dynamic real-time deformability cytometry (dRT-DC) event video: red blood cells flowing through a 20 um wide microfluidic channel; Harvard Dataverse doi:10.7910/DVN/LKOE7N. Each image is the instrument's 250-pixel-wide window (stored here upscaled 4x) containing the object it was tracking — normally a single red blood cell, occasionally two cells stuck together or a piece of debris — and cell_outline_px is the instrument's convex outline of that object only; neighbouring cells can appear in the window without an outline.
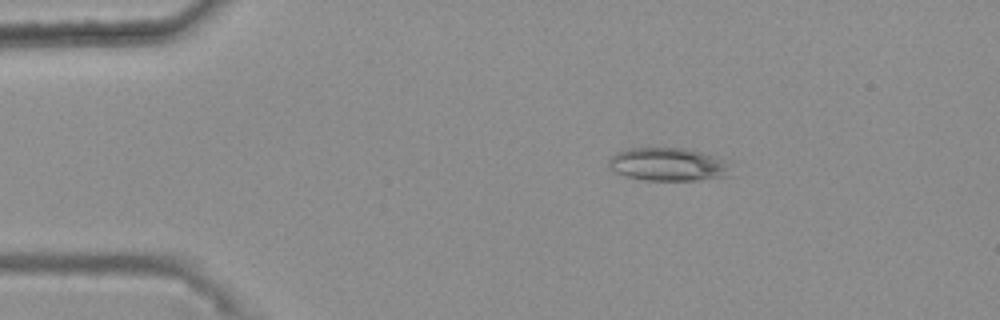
{"species": "common noctule bat (a hibernating species)", "species_latin": "Nyctalus noctula", "temperature_condition": "warm", "stored_images_in_passage": 48, "camera_frame_rate_fps": 3000, "um_per_image_px": 0.085, "animal": {"sex": "female", "body_mass_g": 25.1}, "frame": {"image": 1, "passage_image": 10, "time_ms": 3.0, "image_size_px": [1000, 320], "cell_outline_px": [[732, 176], [696, 180], [644, 180], [628, 176], [616, 172], [608, 168], [608, 160], [616, 152], [628, 148], [688, 148], [712, 156], [720, 160], [724, 164]], "centroid_in_image_um": [56.7, 13.97], "position_along_channel_um": 28.3, "area_um2": 23.24}}
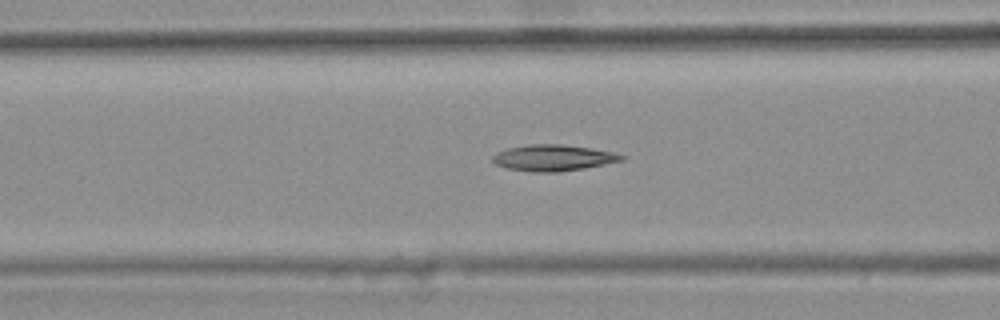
{"frame": {"image": 2, "passage_image": 22, "time_ms": 7.0, "image_size_px": [1000, 320], "cell_outline_px": [[624, 160], [584, 168], [556, 172], [532, 172], [508, 168], [496, 164], [492, 160], [492, 156], [496, 152], [508, 148], [528, 144], [560, 144], [592, 148], [612, 152], [624, 156]], "centroid_in_image_um": [47.0, 13.41], "position_along_channel_um": 119.6, "area_um2": 19.54}}
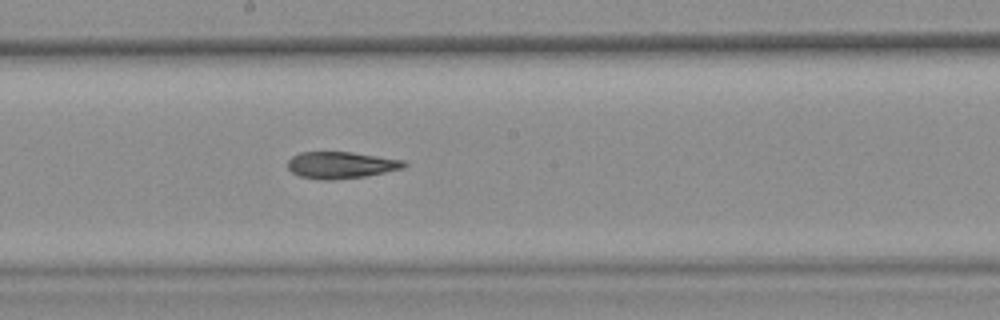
{"frame": {"image": 3, "passage_image": 30, "time_ms": 9.667, "image_size_px": [1000, 320], "cell_outline_px": [[408, 164], [404, 168], [364, 176], [332, 180], [320, 180], [300, 176], [292, 172], [288, 168], [288, 160], [292, 156], [300, 152], [352, 152], [404, 160]], "centroid_in_image_um": [28.98, 14.03], "position_along_channel_um": 219.2, "area_um2": 18.09}, "authors_computed_cell_mechanics": {"area_um2": 18.9295, "velocity_mm_per_s": 3.7433, "shape_relaxation_time_tau1_ms": 9.1435, "shape_relaxation_time_tau2_ms": 5.8678, "deformation_change_tau1": 0.227, "deformation_change_tau2": 0.1569}}